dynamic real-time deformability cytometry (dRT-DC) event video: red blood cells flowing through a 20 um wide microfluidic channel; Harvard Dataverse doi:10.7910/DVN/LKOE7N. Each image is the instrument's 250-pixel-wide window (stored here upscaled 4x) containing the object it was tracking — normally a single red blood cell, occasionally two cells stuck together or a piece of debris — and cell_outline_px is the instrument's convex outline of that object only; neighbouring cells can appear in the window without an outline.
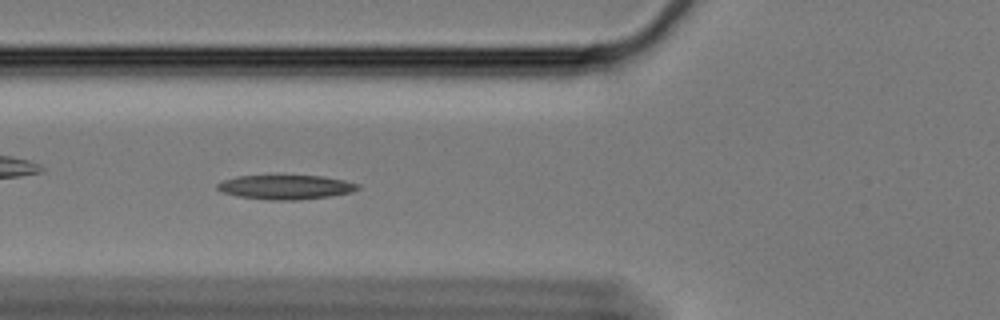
{"species": "Egyptian fruit bat (a non-hibernating species)", "species_latin": "Rousettus aegyptiacus", "temperature_condition": "cold", "stored_images_in_passage": 45, "camera_frame_rate_fps": 3000, "um_per_image_px": 0.085, "animal": {"sex": "female"}, "frame": {"image": 1, "passage_image": 7, "time_ms": 2.0, "image_size_px": [1000, 320], "cell_outline_px": [[360, 188], [352, 192], [328, 196], [300, 200], [268, 200], [236, 196], [220, 192], [216, 188], [216, 184], [224, 180], [236, 176], [320, 176], [344, 180], [360, 184]], "centroid_in_image_um": [24.25, 15.91], "position_along_channel_um": 101.5, "area_um2": 19.94}}
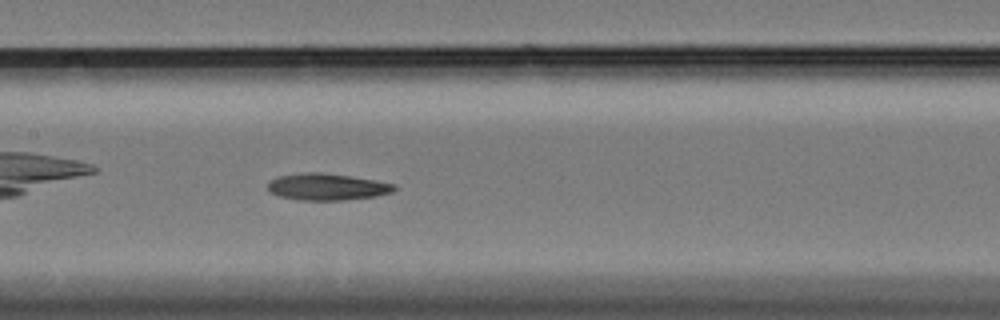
{"frame": {"image": 2, "passage_image": 14, "time_ms": 4.333, "image_size_px": [1000, 320], "cell_outline_px": [[396, 188], [392, 192], [376, 196], [344, 200], [300, 200], [280, 196], [272, 192], [268, 188], [268, 184], [272, 180], [280, 176], [308, 172], [316, 172], [348, 176], [376, 180], [396, 184]], "centroid_in_image_um": [27.85, 15.89], "position_along_channel_um": 179.6, "area_um2": 19.36}}
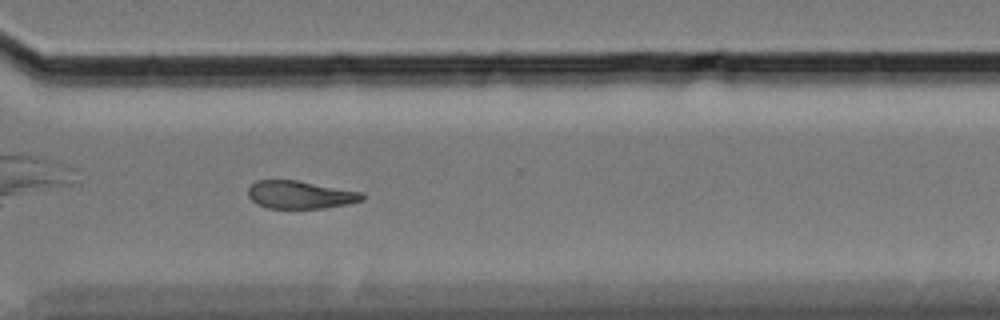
{"frame": {"image": 3, "passage_image": 29, "time_ms": 9.333, "image_size_px": [1000, 320], "cell_outline_px": [[364, 200], [348, 204], [324, 208], [268, 208], [256, 204], [248, 196], [248, 188], [256, 180], [296, 180], [364, 192]], "centroid_in_image_um": [25.53, 16.55], "position_along_channel_um": 345.1, "area_um2": 18.61}}